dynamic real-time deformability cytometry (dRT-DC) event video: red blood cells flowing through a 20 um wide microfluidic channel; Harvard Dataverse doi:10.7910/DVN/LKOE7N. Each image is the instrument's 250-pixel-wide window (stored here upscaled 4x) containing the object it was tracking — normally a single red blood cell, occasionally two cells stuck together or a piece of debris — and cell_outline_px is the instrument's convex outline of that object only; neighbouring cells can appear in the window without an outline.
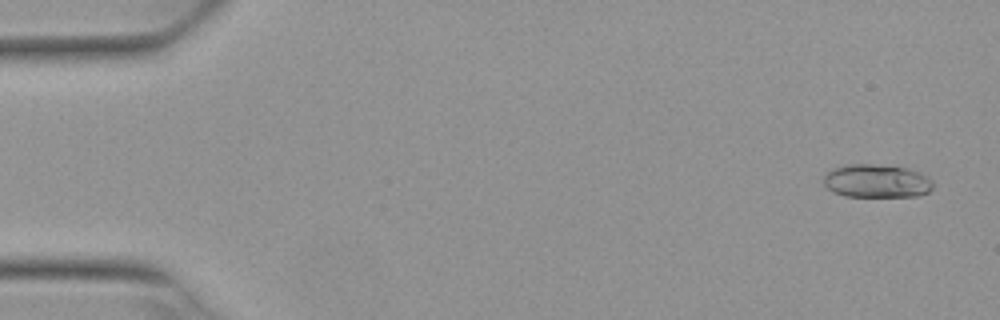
{"species": "Egyptian fruit bat (a non-hibernating species)", "species_latin": "Rousettus aegyptiacus", "temperature_condition": "warm", "stored_images_in_passage": 51, "camera_frame_rate_fps": 3000, "um_per_image_px": 0.085, "animal": {"sex": "female"}, "frame": {"image": 1, "passage_image": 3, "time_ms": 0.667, "image_size_px": [1000, 320], "cell_outline_px": [[932, 188], [928, 192], [920, 196], [844, 196], [832, 192], [824, 184], [824, 176], [832, 168], [848, 164], [872, 164], [908, 168], [920, 172], [928, 176], [932, 180]], "centroid_in_image_um": [74.52, 15.38], "position_along_channel_um": 10.5, "area_um2": 21.33}}
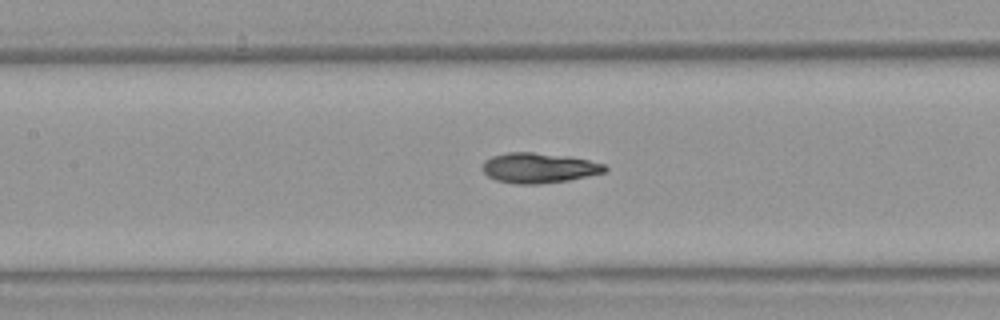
{"frame": {"image": 2, "passage_image": 25, "time_ms": 8.0, "image_size_px": [1000, 320], "cell_outline_px": [[608, 168], [604, 172], [568, 180], [540, 184], [516, 184], [496, 180], [488, 176], [480, 168], [484, 160], [492, 156], [508, 152], [532, 152], [568, 156], [588, 160], [604, 164]], "centroid_in_image_um": [45.75, 14.27], "position_along_channel_um": 161.6, "area_um2": 21.5}}
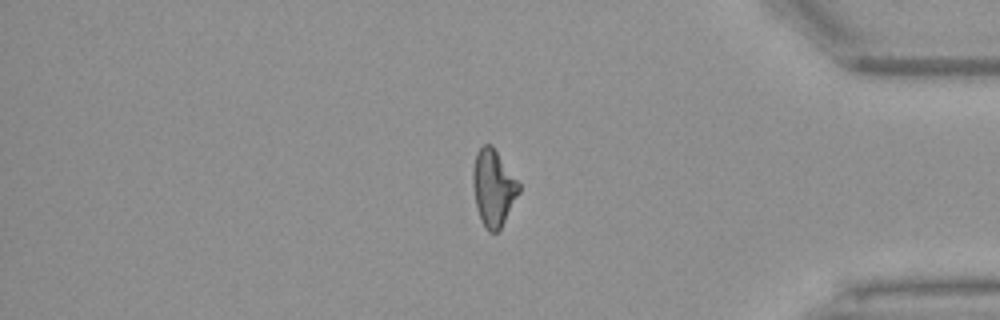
{"frame": {"image": 3, "passage_image": 45, "time_ms": 14.667, "image_size_px": [1000, 320], "cell_outline_px": [[520, 192], [500, 228], [496, 232], [488, 232], [480, 220], [476, 208], [472, 184], [472, 168], [476, 152], [484, 144], [492, 144], [520, 184]], "centroid_in_image_um": [41.91, 15.95], "position_along_channel_um": 393.3, "area_um2": 20.63}, "authors_computed_cell_mechanics": {"area_um2": 21.097, "velocity_mm_per_s": 3.8831, "shape_relaxation_time_tau1_ms": 8.2757, "shape_relaxation_time_tau2_ms": 2.6627, "deformation_change_tau1": 0.204, "deformation_change_tau2": 0.0933}}